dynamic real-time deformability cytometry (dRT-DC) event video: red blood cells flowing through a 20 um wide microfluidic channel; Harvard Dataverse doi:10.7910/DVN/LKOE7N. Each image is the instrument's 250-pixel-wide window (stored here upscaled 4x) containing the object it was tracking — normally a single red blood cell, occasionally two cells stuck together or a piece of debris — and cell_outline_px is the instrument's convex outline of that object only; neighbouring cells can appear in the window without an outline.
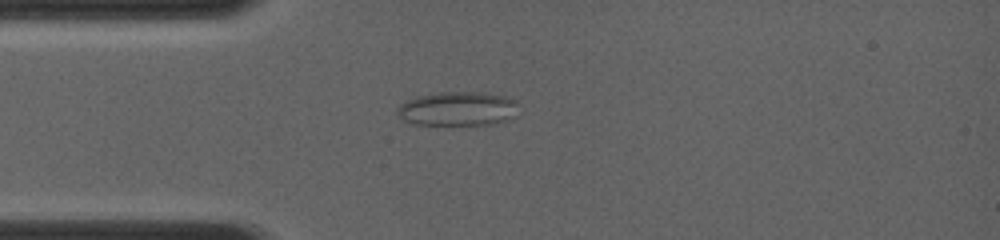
{"species": "common noctule bat (a hibernating species)", "species_latin": "Nyctalus noctula", "temperature_condition": "room temperature", "stored_images_in_passage": 7, "camera_frame_rate_fps": 4000, "um_per_image_px": 0.085, "animal": {"sex": "female", "body_mass_g": 19.0, "forearm_length_mm": 56.7}, "frame": {"image": 1, "passage_image": 1, "time_ms": 0.0, "image_size_px": [1000, 240], "cell_outline_px": [[516, 116], [508, 120], [492, 124], [412, 124], [404, 120], [396, 112], [396, 108], [400, 104], [416, 96], [436, 92], [484, 92], [504, 96], [516, 100]], "centroid_in_image_um": [38.9, 9.23], "position_along_channel_um": 46.1, "area_um2": 24.16}}
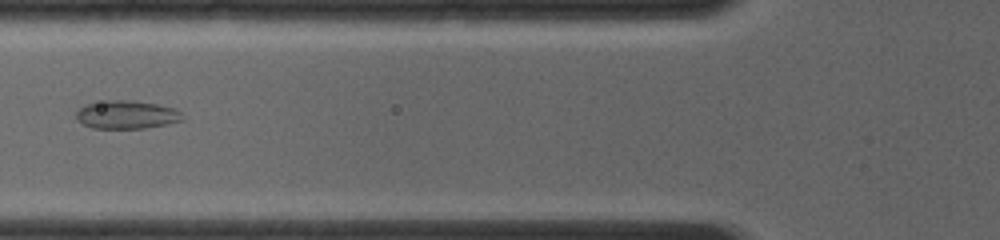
{"frame": {"image": 2, "passage_image": 4, "time_ms": 1.75, "image_size_px": [1000, 240], "cell_outline_px": [[184, 120], [144, 128], [92, 128], [76, 120], [76, 112], [80, 108], [88, 104], [108, 100], [132, 100], [156, 104], [176, 108], [180, 112]], "centroid_in_image_um": [10.76, 9.74], "position_along_channel_um": 115.0, "area_um2": 17.34}}
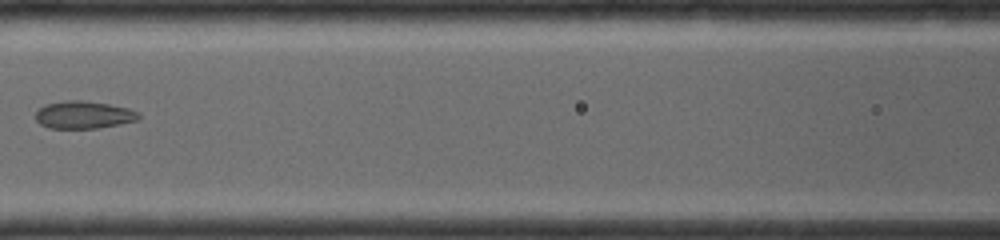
{"frame": {"image": 3, "passage_image": 6, "time_ms": 2.75, "image_size_px": [1000, 240], "cell_outline_px": [[140, 120], [120, 124], [96, 128], [48, 128], [40, 124], [36, 120], [36, 112], [44, 104], [64, 100], [84, 100], [108, 104], [128, 108], [136, 112], [140, 116]], "centroid_in_image_um": [7.09, 9.76], "position_along_channel_um": 159.5, "area_um2": 16.59}}